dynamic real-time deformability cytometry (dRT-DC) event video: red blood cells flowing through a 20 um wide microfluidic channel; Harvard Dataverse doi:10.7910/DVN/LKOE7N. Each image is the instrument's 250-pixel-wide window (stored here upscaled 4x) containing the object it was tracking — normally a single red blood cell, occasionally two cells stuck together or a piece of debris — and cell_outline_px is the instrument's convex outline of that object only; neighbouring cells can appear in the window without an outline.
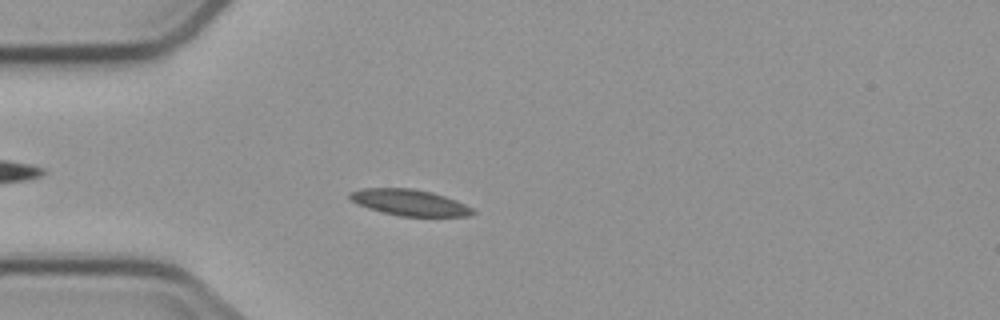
{"species": "common noctule bat (a hibernating species)", "species_latin": "Nyctalus noctula", "temperature_condition": "cold", "stored_images_in_passage": 7, "segment_of_instrument_passage": [1, 2], "camera_frame_rate_fps": 3000, "um_per_image_px": 0.085, "animal": {"sex": "male", "body_mass_g": 23.1, "forearm_length_mm": 52.7}, "frame": {"image": 1, "passage_image": 6, "time_ms": 5.667, "image_size_px": [1000, 320], "cell_outline_px": [[476, 212], [468, 216], [400, 216], [368, 208], [356, 204], [348, 196], [348, 192], [360, 188], [412, 188], [432, 192], [456, 200], [472, 208]], "centroid_in_image_um": [34.77, 17.2], "position_along_channel_um": 50.2, "area_um2": 18.73}}